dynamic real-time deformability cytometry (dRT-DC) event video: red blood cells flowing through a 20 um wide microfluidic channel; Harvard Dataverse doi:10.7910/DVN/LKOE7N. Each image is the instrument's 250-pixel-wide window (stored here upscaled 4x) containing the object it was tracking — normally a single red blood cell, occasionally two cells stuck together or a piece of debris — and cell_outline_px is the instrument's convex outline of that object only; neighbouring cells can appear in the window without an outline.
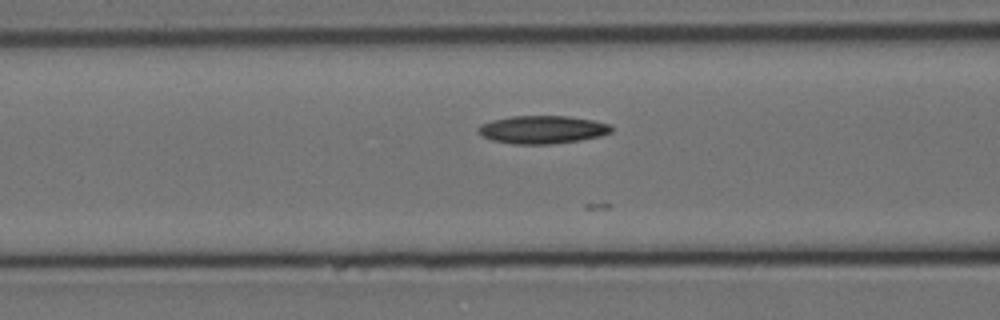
{"species": "Egyptian fruit bat (a non-hibernating species)", "species_latin": "Rousettus aegyptiacus", "temperature_condition": "cold", "stored_images_in_passage": 18, "camera_frame_rate_fps": 3000, "um_per_image_px": 0.085, "animal": {"sex": "female"}, "frame": {"image": 1, "passage_image": 12, "time_ms": 3.667, "image_size_px": [1000, 320], "cell_outline_px": [[612, 132], [600, 136], [580, 140], [552, 144], [512, 144], [492, 140], [480, 136], [476, 128], [480, 124], [492, 120], [512, 116], [568, 116], [592, 120], [612, 124]], "centroid_in_image_um": [46.08, 11.02], "position_along_channel_um": 120.5, "area_um2": 21.91}}
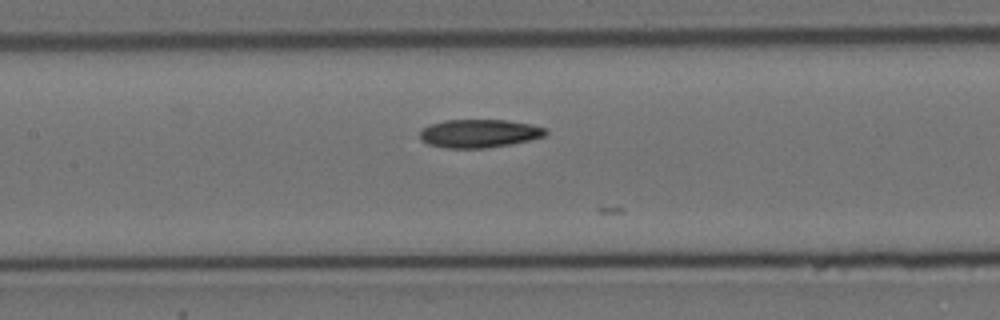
{"frame": {"image": 2, "passage_image": 16, "time_ms": 5.0, "image_size_px": [1000, 320], "cell_outline_px": [[548, 132], [544, 136], [512, 144], [484, 148], [444, 148], [428, 144], [420, 140], [420, 132], [424, 128], [432, 124], [444, 120], [508, 120], [532, 124], [544, 128]], "centroid_in_image_um": [40.73, 11.34], "position_along_channel_um": 166.7, "area_um2": 20.69}}